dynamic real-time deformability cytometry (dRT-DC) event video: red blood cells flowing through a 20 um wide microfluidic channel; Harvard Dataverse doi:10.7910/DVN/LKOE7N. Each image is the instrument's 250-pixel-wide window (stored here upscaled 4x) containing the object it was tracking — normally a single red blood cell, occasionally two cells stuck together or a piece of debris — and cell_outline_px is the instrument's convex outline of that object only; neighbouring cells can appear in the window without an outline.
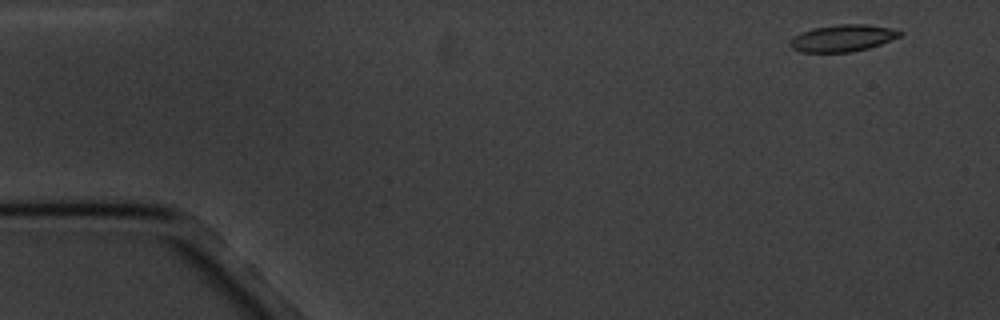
{"species": "common noctule bat (a hibernating species)", "species_latin": "Nyctalus noctula", "temperature_condition": "cold", "stored_images_in_passage": 7, "camera_frame_rate_fps": 3000, "um_per_image_px": 0.085, "animal": {"sex": "male", "body_mass_g": 20.1, "forearm_length_mm": 53.5}, "frame": {"image": 1, "passage_image": 1, "time_ms": 0.0, "image_size_px": [1000, 320], "cell_outline_px": [[904, 32], [900, 36], [880, 44], [868, 48], [852, 52], [800, 52], [792, 48], [788, 44], [788, 40], [800, 32], [812, 28], [840, 24], [868, 24], [888, 28]], "centroid_in_image_um": [71.56, 3.24], "position_along_channel_um": 13.4, "area_um2": 17.22}}
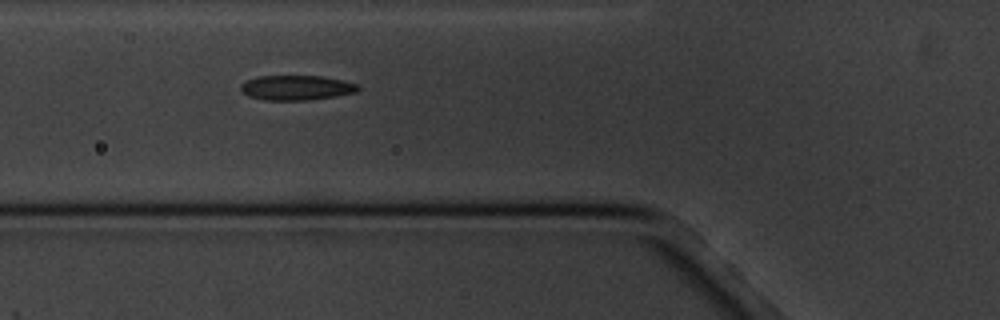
{"frame": {"image": 2, "passage_image": 5, "time_ms": 5.667, "image_size_px": [1000, 320], "cell_outline_px": [[360, 88], [356, 92], [336, 96], [308, 100], [264, 100], [248, 96], [240, 88], [240, 84], [244, 80], [260, 76], [324, 76], [344, 80], [360, 84]], "centroid_in_image_um": [25.22, 7.45], "position_along_channel_um": 100.6, "area_um2": 17.17}}
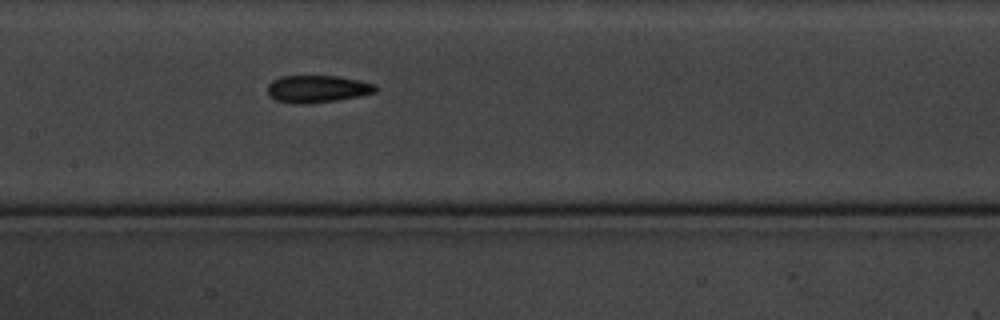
{"frame": {"image": 3, "passage_image": 7, "time_ms": 8.0, "image_size_px": [1000, 320], "cell_outline_px": [[376, 92], [336, 100], [300, 104], [292, 104], [276, 100], [268, 96], [268, 84], [272, 80], [280, 76], [336, 76], [376, 84]], "centroid_in_image_um": [26.91, 7.55], "position_along_channel_um": 180.5, "area_um2": 16.99}}